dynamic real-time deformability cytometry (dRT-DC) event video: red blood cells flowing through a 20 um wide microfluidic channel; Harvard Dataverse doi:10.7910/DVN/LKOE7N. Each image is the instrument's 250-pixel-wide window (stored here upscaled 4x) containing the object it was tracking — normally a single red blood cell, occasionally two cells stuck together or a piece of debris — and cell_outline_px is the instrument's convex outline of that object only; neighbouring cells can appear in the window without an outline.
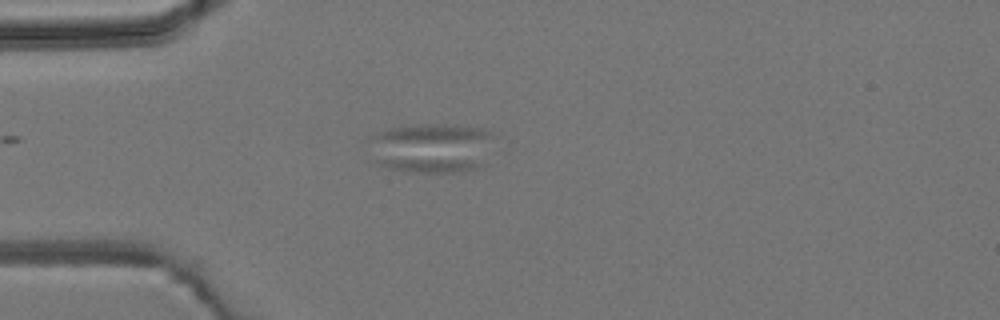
{"species": "common noctule bat (a hibernating species)", "species_latin": "Nyctalus noctula", "temperature_condition": "room temperature", "stored_images_in_passage": 4, "camera_frame_rate_fps": 3000, "um_per_image_px": 0.085, "animal": {"sex": "male", "body_mass_g": 19.2, "forearm_length_mm": 51.8}, "frame": {"image": 1, "passage_image": 3, "time_ms": 2.333, "image_size_px": [1000, 320], "cell_outline_px": [[496, 136], [484, 164], [476, 168], [452, 172], [408, 172], [388, 168], [380, 164], [376, 160], [368, 140], [368, 136], [388, 128], [416, 124], [460, 124], [488, 128]], "centroid_in_image_um": [36.74, 12.53], "position_along_channel_um": 48.3, "area_um2": 37.17}}